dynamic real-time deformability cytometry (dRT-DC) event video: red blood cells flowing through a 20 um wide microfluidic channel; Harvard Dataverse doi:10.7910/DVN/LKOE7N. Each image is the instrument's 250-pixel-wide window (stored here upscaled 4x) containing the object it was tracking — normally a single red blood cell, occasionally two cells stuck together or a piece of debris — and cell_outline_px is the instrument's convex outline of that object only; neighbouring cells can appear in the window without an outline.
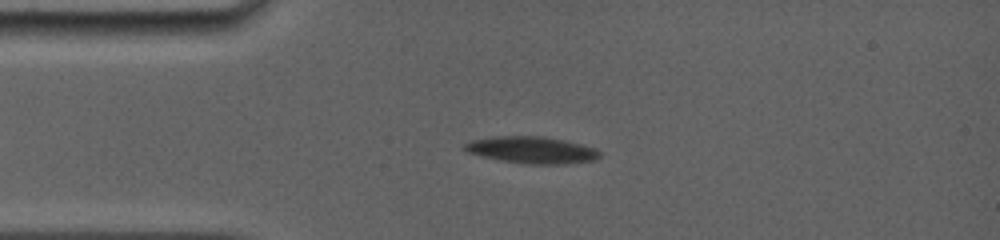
{"species": "common noctule bat (a hibernating species)", "species_latin": "Nyctalus noctula", "temperature_condition": "room temperature", "stored_images_in_passage": 10, "camera_frame_rate_fps": 5000, "um_per_image_px": 0.085, "animal": {"sex": "female", "body_mass_g": 19.0, "forearm_length_mm": 56.7}, "frame": {"image": 1, "passage_image": 4, "time_ms": 2.4, "image_size_px": [1000, 240], "cell_outline_px": [[600, 156], [596, 160], [564, 164], [528, 164], [500, 160], [468, 152], [460, 148], [460, 144], [468, 140], [492, 136], [544, 136], [564, 140], [596, 148], [600, 152]], "centroid_in_image_um": [45.14, 12.73], "position_along_channel_um": 39.9, "area_um2": 21.39}}
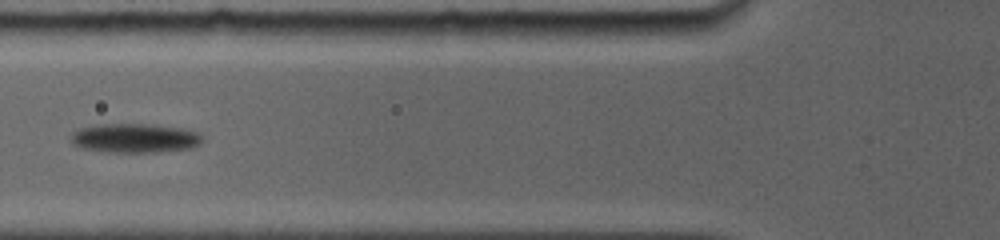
{"frame": {"image": 2, "passage_image": 7, "time_ms": 5.0, "image_size_px": [1000, 240], "cell_outline_px": [[204, 140], [200, 144], [192, 148], [156, 152], [108, 152], [84, 148], [72, 144], [72, 132], [80, 128], [96, 124], [152, 124], [184, 128], [196, 132]], "centroid_in_image_um": [11.48, 11.73], "position_along_channel_um": 114.3, "area_um2": 22.43}}
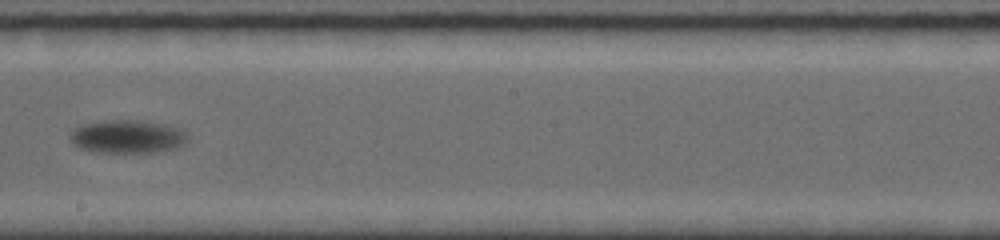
{"frame": {"image": 3, "passage_image": 10, "time_ms": 8.4, "image_size_px": [1000, 240], "cell_outline_px": [[188, 140], [184, 144], [176, 148], [152, 152], [100, 152], [76, 148], [72, 144], [68, 136], [72, 128], [84, 124], [112, 120], [136, 120], [164, 124], [180, 128], [188, 136]], "centroid_in_image_um": [10.79, 11.61], "position_along_channel_um": 237.4, "area_um2": 22.83}}